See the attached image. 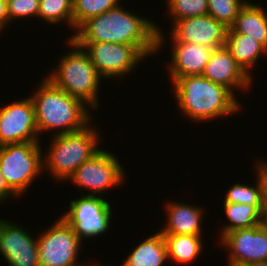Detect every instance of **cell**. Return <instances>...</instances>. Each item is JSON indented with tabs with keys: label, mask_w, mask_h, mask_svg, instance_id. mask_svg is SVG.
<instances>
[{
	"label": "cell",
	"mask_w": 267,
	"mask_h": 266,
	"mask_svg": "<svg viewBox=\"0 0 267 266\" xmlns=\"http://www.w3.org/2000/svg\"><path fill=\"white\" fill-rule=\"evenodd\" d=\"M125 10L121 4L88 19L73 35L75 42H108L136 46L147 58L165 44L163 30L148 18Z\"/></svg>",
	"instance_id": "1"
},
{
	"label": "cell",
	"mask_w": 267,
	"mask_h": 266,
	"mask_svg": "<svg viewBox=\"0 0 267 266\" xmlns=\"http://www.w3.org/2000/svg\"><path fill=\"white\" fill-rule=\"evenodd\" d=\"M172 84L179 112L193 122L227 118L242 108L228 88L203 75L179 77Z\"/></svg>",
	"instance_id": "2"
},
{
	"label": "cell",
	"mask_w": 267,
	"mask_h": 266,
	"mask_svg": "<svg viewBox=\"0 0 267 266\" xmlns=\"http://www.w3.org/2000/svg\"><path fill=\"white\" fill-rule=\"evenodd\" d=\"M36 89L30 98L35 109L39 136L47 131L53 133L51 137L79 131L93 122L91 108L55 86L45 76Z\"/></svg>",
	"instance_id": "3"
},
{
	"label": "cell",
	"mask_w": 267,
	"mask_h": 266,
	"mask_svg": "<svg viewBox=\"0 0 267 266\" xmlns=\"http://www.w3.org/2000/svg\"><path fill=\"white\" fill-rule=\"evenodd\" d=\"M71 51L59 59V63L46 76L55 86L70 96L80 99L91 110L99 108V87L103 78L95 69L87 52L73 39L66 38Z\"/></svg>",
	"instance_id": "4"
},
{
	"label": "cell",
	"mask_w": 267,
	"mask_h": 266,
	"mask_svg": "<svg viewBox=\"0 0 267 266\" xmlns=\"http://www.w3.org/2000/svg\"><path fill=\"white\" fill-rule=\"evenodd\" d=\"M97 130L91 122L82 130L50 138L49 150L43 155V171L47 170L54 181H68L82 163L101 149L98 144L102 137Z\"/></svg>",
	"instance_id": "5"
},
{
	"label": "cell",
	"mask_w": 267,
	"mask_h": 266,
	"mask_svg": "<svg viewBox=\"0 0 267 266\" xmlns=\"http://www.w3.org/2000/svg\"><path fill=\"white\" fill-rule=\"evenodd\" d=\"M40 142H21L0 146V170L9 187L23 196L43 171Z\"/></svg>",
	"instance_id": "6"
},
{
	"label": "cell",
	"mask_w": 267,
	"mask_h": 266,
	"mask_svg": "<svg viewBox=\"0 0 267 266\" xmlns=\"http://www.w3.org/2000/svg\"><path fill=\"white\" fill-rule=\"evenodd\" d=\"M119 161L114 152L100 149L82 163L68 180L78 186L79 190H90L91 193L85 195L102 197L108 189L120 187L127 181L125 169Z\"/></svg>",
	"instance_id": "7"
},
{
	"label": "cell",
	"mask_w": 267,
	"mask_h": 266,
	"mask_svg": "<svg viewBox=\"0 0 267 266\" xmlns=\"http://www.w3.org/2000/svg\"><path fill=\"white\" fill-rule=\"evenodd\" d=\"M68 211L61 217L73 228L79 239L97 238L105 235L112 223V204L101 196L82 194L69 201Z\"/></svg>",
	"instance_id": "8"
},
{
	"label": "cell",
	"mask_w": 267,
	"mask_h": 266,
	"mask_svg": "<svg viewBox=\"0 0 267 266\" xmlns=\"http://www.w3.org/2000/svg\"><path fill=\"white\" fill-rule=\"evenodd\" d=\"M50 228L37 236L40 266H78L82 241L73 228L59 217Z\"/></svg>",
	"instance_id": "9"
},
{
	"label": "cell",
	"mask_w": 267,
	"mask_h": 266,
	"mask_svg": "<svg viewBox=\"0 0 267 266\" xmlns=\"http://www.w3.org/2000/svg\"><path fill=\"white\" fill-rule=\"evenodd\" d=\"M90 57L102 78L122 79L147 57L134 45L108 42H76ZM127 75V76H126ZM123 76V77H122ZM113 77V78H112Z\"/></svg>",
	"instance_id": "10"
},
{
	"label": "cell",
	"mask_w": 267,
	"mask_h": 266,
	"mask_svg": "<svg viewBox=\"0 0 267 266\" xmlns=\"http://www.w3.org/2000/svg\"><path fill=\"white\" fill-rule=\"evenodd\" d=\"M40 139L30 96L0 107V146Z\"/></svg>",
	"instance_id": "11"
},
{
	"label": "cell",
	"mask_w": 267,
	"mask_h": 266,
	"mask_svg": "<svg viewBox=\"0 0 267 266\" xmlns=\"http://www.w3.org/2000/svg\"><path fill=\"white\" fill-rule=\"evenodd\" d=\"M220 241L218 244L229 252V266H248L267 261V227L263 223L231 231Z\"/></svg>",
	"instance_id": "12"
},
{
	"label": "cell",
	"mask_w": 267,
	"mask_h": 266,
	"mask_svg": "<svg viewBox=\"0 0 267 266\" xmlns=\"http://www.w3.org/2000/svg\"><path fill=\"white\" fill-rule=\"evenodd\" d=\"M170 40L196 43L210 48L225 46L228 28L210 15L189 17L171 24Z\"/></svg>",
	"instance_id": "13"
},
{
	"label": "cell",
	"mask_w": 267,
	"mask_h": 266,
	"mask_svg": "<svg viewBox=\"0 0 267 266\" xmlns=\"http://www.w3.org/2000/svg\"><path fill=\"white\" fill-rule=\"evenodd\" d=\"M202 75L214 83L225 86L234 95L236 90H250L254 82L237 64L226 46L213 50Z\"/></svg>",
	"instance_id": "14"
},
{
	"label": "cell",
	"mask_w": 267,
	"mask_h": 266,
	"mask_svg": "<svg viewBox=\"0 0 267 266\" xmlns=\"http://www.w3.org/2000/svg\"><path fill=\"white\" fill-rule=\"evenodd\" d=\"M171 44V61L166 67L170 82L179 77L203 74L214 48L181 41H171Z\"/></svg>",
	"instance_id": "15"
},
{
	"label": "cell",
	"mask_w": 267,
	"mask_h": 266,
	"mask_svg": "<svg viewBox=\"0 0 267 266\" xmlns=\"http://www.w3.org/2000/svg\"><path fill=\"white\" fill-rule=\"evenodd\" d=\"M164 207L167 221L160 228V233L202 235V216L205 212L202 207L173 200L165 202Z\"/></svg>",
	"instance_id": "16"
},
{
	"label": "cell",
	"mask_w": 267,
	"mask_h": 266,
	"mask_svg": "<svg viewBox=\"0 0 267 266\" xmlns=\"http://www.w3.org/2000/svg\"><path fill=\"white\" fill-rule=\"evenodd\" d=\"M225 46L237 64L253 79L254 75L251 69L258 64L257 61L260 60L261 56L267 55V49L251 36L236 33L231 27L227 30Z\"/></svg>",
	"instance_id": "17"
},
{
	"label": "cell",
	"mask_w": 267,
	"mask_h": 266,
	"mask_svg": "<svg viewBox=\"0 0 267 266\" xmlns=\"http://www.w3.org/2000/svg\"><path fill=\"white\" fill-rule=\"evenodd\" d=\"M260 4L247 1L240 9L231 28L239 34L251 36L267 49V13Z\"/></svg>",
	"instance_id": "18"
},
{
	"label": "cell",
	"mask_w": 267,
	"mask_h": 266,
	"mask_svg": "<svg viewBox=\"0 0 267 266\" xmlns=\"http://www.w3.org/2000/svg\"><path fill=\"white\" fill-rule=\"evenodd\" d=\"M167 260L165 240L158 231L139 242L121 266H163Z\"/></svg>",
	"instance_id": "19"
},
{
	"label": "cell",
	"mask_w": 267,
	"mask_h": 266,
	"mask_svg": "<svg viewBox=\"0 0 267 266\" xmlns=\"http://www.w3.org/2000/svg\"><path fill=\"white\" fill-rule=\"evenodd\" d=\"M202 236L204 237V235L163 234L168 260L185 266L196 261L204 251Z\"/></svg>",
	"instance_id": "20"
},
{
	"label": "cell",
	"mask_w": 267,
	"mask_h": 266,
	"mask_svg": "<svg viewBox=\"0 0 267 266\" xmlns=\"http://www.w3.org/2000/svg\"><path fill=\"white\" fill-rule=\"evenodd\" d=\"M223 205L229 222L222 226L220 239L231 231L251 228L263 223V214L254 205L229 202H223Z\"/></svg>",
	"instance_id": "21"
},
{
	"label": "cell",
	"mask_w": 267,
	"mask_h": 266,
	"mask_svg": "<svg viewBox=\"0 0 267 266\" xmlns=\"http://www.w3.org/2000/svg\"><path fill=\"white\" fill-rule=\"evenodd\" d=\"M255 174H257L255 176L257 180L256 185L240 184L239 182L234 183L228 188L223 202L254 205L262 214H264L265 201L263 182L258 172Z\"/></svg>",
	"instance_id": "22"
},
{
	"label": "cell",
	"mask_w": 267,
	"mask_h": 266,
	"mask_svg": "<svg viewBox=\"0 0 267 266\" xmlns=\"http://www.w3.org/2000/svg\"><path fill=\"white\" fill-rule=\"evenodd\" d=\"M28 230L12 221L0 219V249H19L38 246L37 238H33Z\"/></svg>",
	"instance_id": "23"
},
{
	"label": "cell",
	"mask_w": 267,
	"mask_h": 266,
	"mask_svg": "<svg viewBox=\"0 0 267 266\" xmlns=\"http://www.w3.org/2000/svg\"><path fill=\"white\" fill-rule=\"evenodd\" d=\"M38 18L48 24L65 22L69 28L73 29V1L40 0Z\"/></svg>",
	"instance_id": "24"
},
{
	"label": "cell",
	"mask_w": 267,
	"mask_h": 266,
	"mask_svg": "<svg viewBox=\"0 0 267 266\" xmlns=\"http://www.w3.org/2000/svg\"><path fill=\"white\" fill-rule=\"evenodd\" d=\"M73 1V31L88 19L100 15L119 6L122 0H72ZM121 1V2H120Z\"/></svg>",
	"instance_id": "25"
},
{
	"label": "cell",
	"mask_w": 267,
	"mask_h": 266,
	"mask_svg": "<svg viewBox=\"0 0 267 266\" xmlns=\"http://www.w3.org/2000/svg\"><path fill=\"white\" fill-rule=\"evenodd\" d=\"M247 0H207L208 15L230 28Z\"/></svg>",
	"instance_id": "26"
},
{
	"label": "cell",
	"mask_w": 267,
	"mask_h": 266,
	"mask_svg": "<svg viewBox=\"0 0 267 266\" xmlns=\"http://www.w3.org/2000/svg\"><path fill=\"white\" fill-rule=\"evenodd\" d=\"M168 16L171 23L189 17L202 16L208 13L207 0H166Z\"/></svg>",
	"instance_id": "27"
},
{
	"label": "cell",
	"mask_w": 267,
	"mask_h": 266,
	"mask_svg": "<svg viewBox=\"0 0 267 266\" xmlns=\"http://www.w3.org/2000/svg\"><path fill=\"white\" fill-rule=\"evenodd\" d=\"M9 266H40L38 246L19 249H0Z\"/></svg>",
	"instance_id": "28"
},
{
	"label": "cell",
	"mask_w": 267,
	"mask_h": 266,
	"mask_svg": "<svg viewBox=\"0 0 267 266\" xmlns=\"http://www.w3.org/2000/svg\"><path fill=\"white\" fill-rule=\"evenodd\" d=\"M40 0H7V13L12 20L24 19L28 17H37L39 12Z\"/></svg>",
	"instance_id": "29"
},
{
	"label": "cell",
	"mask_w": 267,
	"mask_h": 266,
	"mask_svg": "<svg viewBox=\"0 0 267 266\" xmlns=\"http://www.w3.org/2000/svg\"><path fill=\"white\" fill-rule=\"evenodd\" d=\"M19 197L7 184L5 177L2 175L0 170V206L8 199H13L14 197ZM12 197V198H11Z\"/></svg>",
	"instance_id": "30"
},
{
	"label": "cell",
	"mask_w": 267,
	"mask_h": 266,
	"mask_svg": "<svg viewBox=\"0 0 267 266\" xmlns=\"http://www.w3.org/2000/svg\"><path fill=\"white\" fill-rule=\"evenodd\" d=\"M259 160L256 161V165L254 167L255 170L258 172L260 178L262 179L264 187V201L265 203H267V160L265 158H261Z\"/></svg>",
	"instance_id": "31"
},
{
	"label": "cell",
	"mask_w": 267,
	"mask_h": 266,
	"mask_svg": "<svg viewBox=\"0 0 267 266\" xmlns=\"http://www.w3.org/2000/svg\"><path fill=\"white\" fill-rule=\"evenodd\" d=\"M9 24L10 19L7 13V0H0V34Z\"/></svg>",
	"instance_id": "32"
},
{
	"label": "cell",
	"mask_w": 267,
	"mask_h": 266,
	"mask_svg": "<svg viewBox=\"0 0 267 266\" xmlns=\"http://www.w3.org/2000/svg\"><path fill=\"white\" fill-rule=\"evenodd\" d=\"M263 224L267 227V203H265V210L263 214Z\"/></svg>",
	"instance_id": "33"
},
{
	"label": "cell",
	"mask_w": 267,
	"mask_h": 266,
	"mask_svg": "<svg viewBox=\"0 0 267 266\" xmlns=\"http://www.w3.org/2000/svg\"><path fill=\"white\" fill-rule=\"evenodd\" d=\"M248 266H267V261L253 263Z\"/></svg>",
	"instance_id": "34"
},
{
	"label": "cell",
	"mask_w": 267,
	"mask_h": 266,
	"mask_svg": "<svg viewBox=\"0 0 267 266\" xmlns=\"http://www.w3.org/2000/svg\"><path fill=\"white\" fill-rule=\"evenodd\" d=\"M90 264H91V263H88V264L82 263V264H80V265H78V266H103L102 264H100V263H98V262H97L96 264H94V263L91 264V265H90Z\"/></svg>",
	"instance_id": "35"
}]
</instances>
